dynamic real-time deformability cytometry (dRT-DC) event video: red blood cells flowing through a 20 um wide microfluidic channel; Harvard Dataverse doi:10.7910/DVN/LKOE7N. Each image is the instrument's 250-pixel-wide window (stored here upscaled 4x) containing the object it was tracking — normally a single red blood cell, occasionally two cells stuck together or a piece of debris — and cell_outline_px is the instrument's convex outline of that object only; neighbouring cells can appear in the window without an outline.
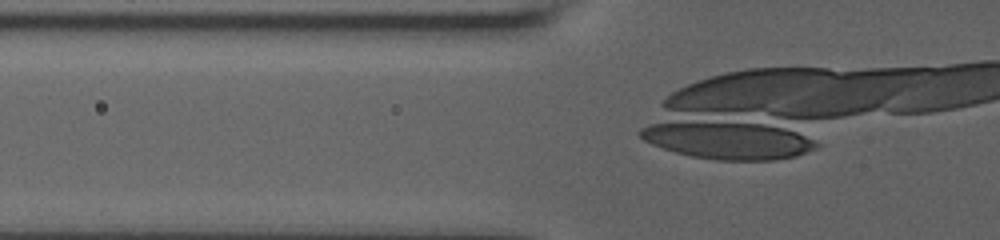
{"species": "human", "species_latin": "Homo sapiens", "temperature_condition": "room temperature", "stored_images_in_passage": 15, "camera_frame_rate_fps": 3000, "um_per_image_px": 0.085, "donor": {"sex": "male"}, "frame": {"image": 1, "passage_image": 15, "time_ms": 4.667, "image_size_px": [1000, 240], "cell_outline_px": [[876, 104], [800, 152], [788, 156], [716, 156], [668, 128], [668, 124], [724, 108], [872, 104]], "centroid_in_image_um": [65.01, 10.93], "position_along_channel_um": 60.8, "area_um2": 50.75}}